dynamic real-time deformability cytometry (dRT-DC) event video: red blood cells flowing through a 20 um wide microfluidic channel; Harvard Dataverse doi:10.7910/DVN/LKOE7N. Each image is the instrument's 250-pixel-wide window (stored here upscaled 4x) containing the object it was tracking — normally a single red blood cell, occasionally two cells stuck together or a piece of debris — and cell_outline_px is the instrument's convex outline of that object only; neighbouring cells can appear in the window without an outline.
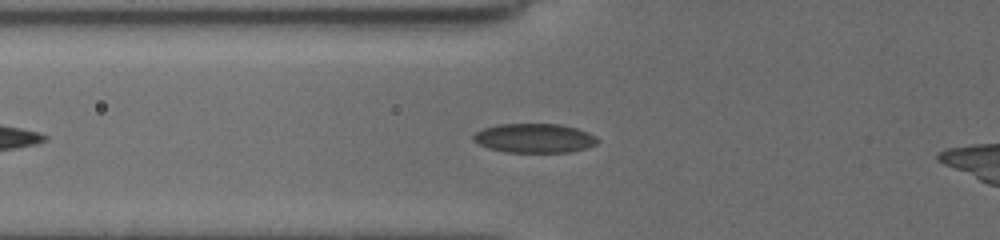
{"species": "common noctule bat (a hibernating species)", "species_latin": "Nyctalus noctula", "temperature_condition": "cold", "stored_images_in_passage": 40, "camera_frame_rate_fps": 3000, "um_per_image_px": 0.085, "animal": {"sex": "female", "body_mass_g": 19.5, "forearm_length_mm": 54.1}, "frame": {"image": 1, "passage_image": 9, "time_ms": 2.667, "image_size_px": [1000, 240], "cell_outline_px": [[600, 140], [596, 144], [572, 152], [504, 152], [488, 148], [472, 140], [472, 136], [476, 132], [484, 128], [496, 124], [560, 124], [576, 128], [588, 132], [596, 136]], "centroid_in_image_um": [45.42, 11.74], "position_along_channel_um": 80.4, "area_um2": 21.21}}
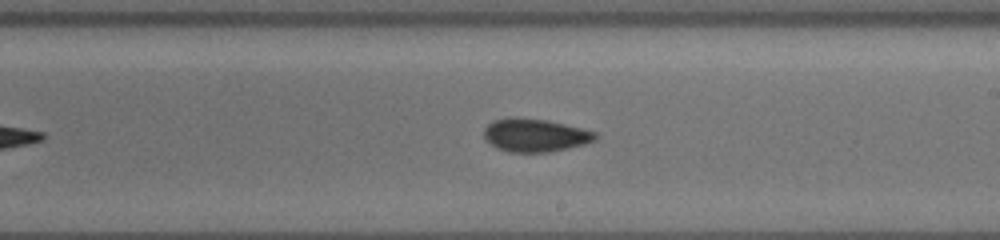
{"frame": {"image": 2, "passage_image": 22, "time_ms": 7.0, "image_size_px": [1000, 240], "cell_outline_px": [[596, 140], [584, 144], [548, 152], [508, 152], [496, 148], [484, 136], [484, 128], [492, 120], [516, 116], [548, 120], [596, 132]], "centroid_in_image_um": [45.45, 11.48], "position_along_channel_um": 243.6, "area_um2": 21.44}}
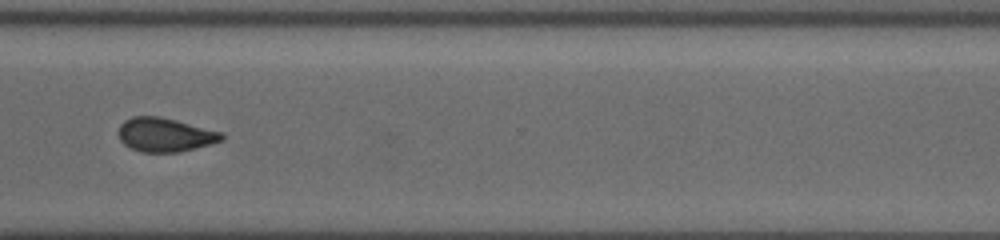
{"frame": {"image": 3, "passage_image": 31, "time_ms": 10.0, "image_size_px": [1000, 240], "cell_outline_px": [[224, 140], [176, 152], [140, 152], [124, 144], [120, 140], [116, 132], [120, 124], [124, 120], [132, 116], [160, 116], [224, 132]], "centroid_in_image_um": [13.99, 11.44], "position_along_channel_um": 356.6, "area_um2": 20.46}}